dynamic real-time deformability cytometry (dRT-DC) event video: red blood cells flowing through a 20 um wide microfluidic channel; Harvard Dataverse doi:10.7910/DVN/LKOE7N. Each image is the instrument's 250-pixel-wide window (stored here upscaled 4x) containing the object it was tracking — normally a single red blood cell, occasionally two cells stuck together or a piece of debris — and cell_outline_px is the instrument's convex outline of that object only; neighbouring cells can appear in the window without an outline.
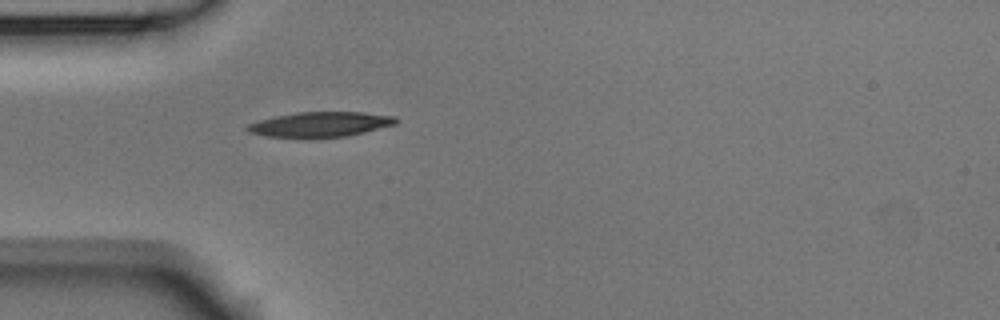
{"species": "Egyptian fruit bat (a non-hibernating species)", "species_latin": "Rousettus aegyptiacus", "temperature_condition": "room temperature", "stored_images_in_passage": 4, "camera_frame_rate_fps": 3000, "um_per_image_px": 0.085, "animal": {"sex": "male"}, "frame": {"image": 1, "passage_image": 4, "time_ms": 1.0, "image_size_px": [1000, 320], "cell_outline_px": [[396, 124], [348, 136], [316, 140], [312, 140], [264, 136], [248, 132], [244, 128], [248, 124], [260, 120], [276, 116], [296, 112], [364, 112], [396, 116]], "centroid_in_image_um": [27.18, 10.61], "position_along_channel_um": 57.8, "area_um2": 22.43}}